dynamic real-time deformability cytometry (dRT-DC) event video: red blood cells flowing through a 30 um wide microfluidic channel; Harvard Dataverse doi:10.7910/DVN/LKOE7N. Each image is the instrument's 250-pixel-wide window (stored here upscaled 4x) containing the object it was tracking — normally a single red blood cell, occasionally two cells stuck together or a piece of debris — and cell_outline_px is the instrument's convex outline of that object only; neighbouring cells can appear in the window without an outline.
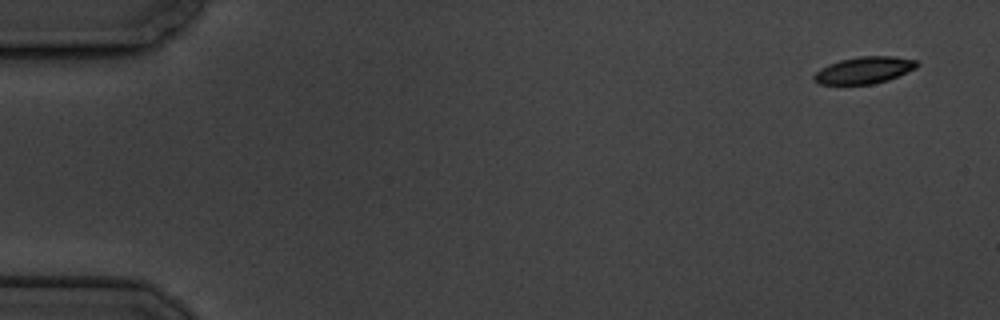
{"species": "common noctule bat (a hibernating species)", "species_latin": "Nyctalus noctula", "temperature_condition": "cold", "stored_images_in_passage": 5, "camera_frame_rate_fps": 3000, "um_per_image_px": 0.085, "animal": {"sex": "male", "body_mass_g": 19.5, "forearm_length_mm": 54.6}, "frame": {"image": 1, "passage_image": 1, "time_ms": 0.0, "image_size_px": [1000, 320], "cell_outline_px": [[920, 64], [916, 68], [888, 80], [872, 84], [820, 84], [812, 80], [812, 76], [820, 68], [828, 64], [840, 60], [860, 56], [892, 56], [916, 60]], "centroid_in_image_um": [73.43, 5.96], "position_along_channel_um": 11.6, "area_um2": 16.13}}